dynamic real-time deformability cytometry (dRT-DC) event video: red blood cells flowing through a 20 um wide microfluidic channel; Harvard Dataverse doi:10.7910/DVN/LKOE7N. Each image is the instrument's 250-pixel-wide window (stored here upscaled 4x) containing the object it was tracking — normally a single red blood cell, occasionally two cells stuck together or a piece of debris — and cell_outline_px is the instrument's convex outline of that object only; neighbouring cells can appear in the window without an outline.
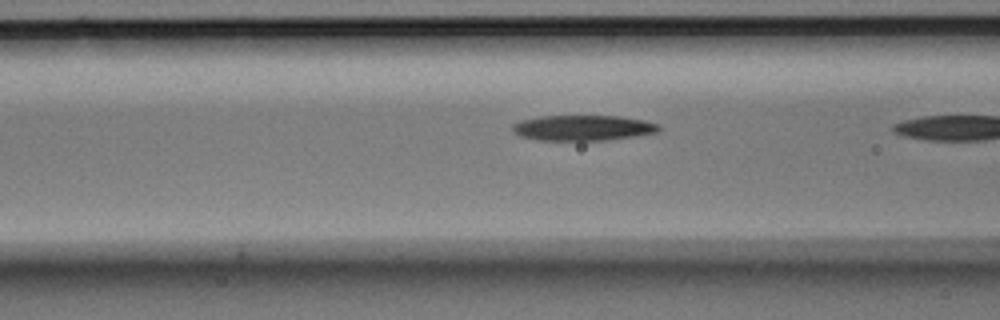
{"species": "Egyptian fruit bat (a non-hibernating species)", "species_latin": "Rousettus aegyptiacus", "temperature_condition": "room temperature", "stored_images_in_passage": 9, "camera_frame_rate_fps": 3000, "um_per_image_px": 0.085, "animal": {"sex": "male"}, "frame": {"image": 1, "passage_image": 7, "time_ms": 2.0, "image_size_px": [1000, 320], "cell_outline_px": [[660, 128], [656, 132], [636, 136], [608, 140], [536, 140], [520, 136], [512, 132], [512, 124], [520, 120], [540, 116], [620, 116], [644, 120], [660, 124]], "centroid_in_image_um": [49.52, 10.87], "position_along_channel_um": 117.1, "area_um2": 21.85}}